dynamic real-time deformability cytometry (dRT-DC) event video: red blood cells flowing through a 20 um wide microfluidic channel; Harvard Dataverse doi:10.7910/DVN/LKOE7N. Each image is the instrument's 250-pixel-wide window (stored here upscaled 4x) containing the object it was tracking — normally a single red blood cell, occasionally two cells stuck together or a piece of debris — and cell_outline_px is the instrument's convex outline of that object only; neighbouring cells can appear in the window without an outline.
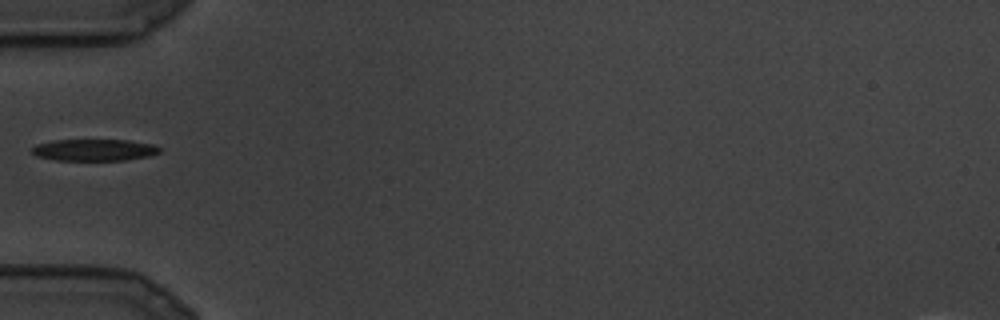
{"species": "common noctule bat (a hibernating species)", "species_latin": "Nyctalus noctula", "temperature_condition": "cold", "stored_images_in_passage": 3, "camera_frame_rate_fps": 3000, "um_per_image_px": 0.085, "animal": {"sex": "male", "body_mass_g": 19.5, "forearm_length_mm": 54.6}, "frame": {"image": 1, "passage_image": 2, "time_ms": 0.333, "image_size_px": [1000, 320], "cell_outline_px": [[160, 152], [148, 156], [124, 160], [56, 160], [36, 156], [32, 152], [32, 148], [36, 144], [52, 140], [128, 140], [156, 144], [160, 148]], "centroid_in_image_um": [8.02, 12.74], "position_along_channel_um": 77.0, "area_um2": 16.18}}